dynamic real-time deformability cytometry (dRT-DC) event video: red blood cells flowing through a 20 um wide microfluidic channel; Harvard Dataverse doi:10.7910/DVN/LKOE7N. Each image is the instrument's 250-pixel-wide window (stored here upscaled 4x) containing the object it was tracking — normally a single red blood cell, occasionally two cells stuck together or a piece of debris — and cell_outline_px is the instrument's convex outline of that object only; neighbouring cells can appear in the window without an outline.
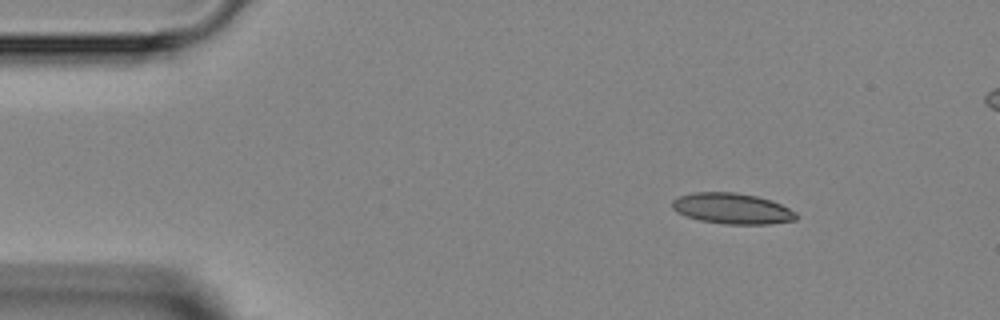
{"species": "Egyptian fruit bat (a non-hibernating species)", "species_latin": "Rousettus aegyptiacus", "temperature_condition": "room temperature", "stored_images_in_passage": 39, "camera_frame_rate_fps": 3000, "um_per_image_px": 0.085, "animal": {"sex": "female"}, "frame": {"image": 1, "passage_image": 1, "time_ms": 0.0, "image_size_px": [1000, 320], "cell_outline_px": [[796, 220], [768, 224], [724, 224], [700, 220], [684, 216], [676, 212], [672, 208], [672, 200], [680, 196], [692, 192], [736, 192], [756, 196], [772, 200], [796, 212]], "centroid_in_image_um": [62.2, 17.72], "position_along_channel_um": 22.8, "area_um2": 22.31}}
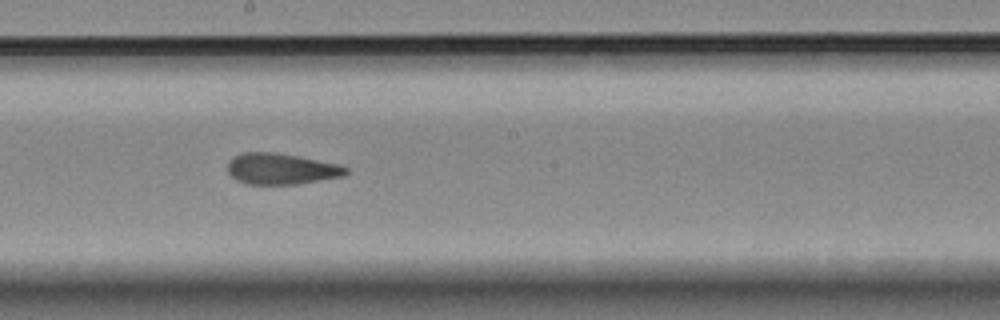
{"frame": {"image": 2, "passage_image": 20, "time_ms": 6.333, "image_size_px": [1000, 320], "cell_outline_px": [[348, 172], [344, 176], [296, 184], [244, 184], [236, 180], [228, 172], [228, 160], [232, 156], [244, 152], [276, 152], [340, 164], [348, 168]], "centroid_in_image_um": [23.88, 14.35], "position_along_channel_um": 224.3, "area_um2": 21.56}}
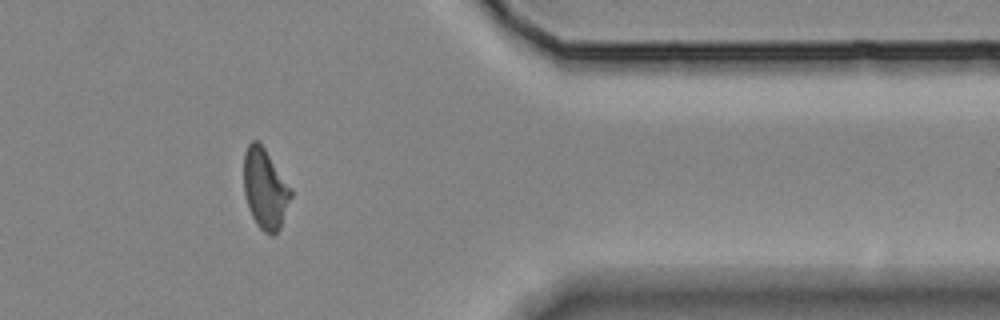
{"frame": {"image": 3, "passage_image": 33, "time_ms": 10.667, "image_size_px": [1000, 320], "cell_outline_px": [[292, 196], [280, 228], [272, 236], [264, 232], [256, 224], [248, 208], [244, 192], [244, 152], [248, 144], [252, 140], [256, 140], [264, 148], [292, 188]], "centroid_in_image_um": [22.53, 16.06], "position_along_channel_um": 388.9, "area_um2": 22.02}}